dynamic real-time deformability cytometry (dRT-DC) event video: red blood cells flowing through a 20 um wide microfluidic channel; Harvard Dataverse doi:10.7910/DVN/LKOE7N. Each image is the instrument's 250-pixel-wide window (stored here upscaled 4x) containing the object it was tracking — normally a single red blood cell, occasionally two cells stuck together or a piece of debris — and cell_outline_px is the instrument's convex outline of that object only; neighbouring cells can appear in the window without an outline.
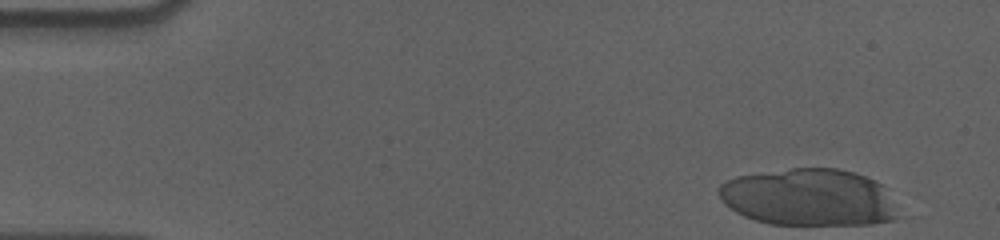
{"species": "human", "species_latin": "Homo sapiens", "temperature_condition": "cold", "stored_images_in_passage": 20, "camera_frame_rate_fps": 3000, "um_per_image_px": 0.085, "donor": {"sex": "male"}, "frame": {"image": 1, "passage_image": 1, "time_ms": 0.0, "image_size_px": [1000, 240], "cell_outline_px": [[904, 216], [892, 220], [872, 224], [768, 224], [744, 216], [736, 212], [724, 204], [720, 200], [720, 184], [736, 176], [792, 168], [836, 168], [856, 172], [884, 184]], "centroid_in_image_um": [68.85, 16.78], "position_along_channel_um": 16.2, "area_um2": 60.4}}